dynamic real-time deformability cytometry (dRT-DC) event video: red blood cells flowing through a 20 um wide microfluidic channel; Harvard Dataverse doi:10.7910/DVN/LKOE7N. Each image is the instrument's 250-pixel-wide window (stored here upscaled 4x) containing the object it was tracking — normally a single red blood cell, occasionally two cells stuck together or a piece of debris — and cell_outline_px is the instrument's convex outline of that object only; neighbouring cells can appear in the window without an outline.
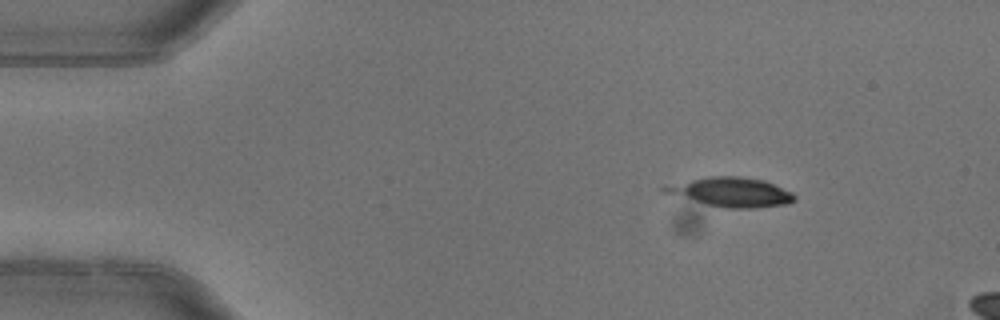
{"species": "common noctule bat (a hibernating species)", "species_latin": "Nyctalus noctula", "temperature_condition": "warm", "stored_images_in_passage": 3, "camera_frame_rate_fps": 3000, "um_per_image_px": 0.085, "animal": {"sex": "female"}, "frame": {"image": 1, "passage_image": 1, "time_ms": 0.0, "image_size_px": [1000, 320], "cell_outline_px": [[796, 200], [788, 204], [756, 208], [724, 208], [660, 192], [656, 188], [708, 176], [740, 176], [764, 180], [792, 192], [796, 196]], "centroid_in_image_um": [62.15, 16.33], "position_along_channel_um": 22.8, "area_um2": 22.2}}